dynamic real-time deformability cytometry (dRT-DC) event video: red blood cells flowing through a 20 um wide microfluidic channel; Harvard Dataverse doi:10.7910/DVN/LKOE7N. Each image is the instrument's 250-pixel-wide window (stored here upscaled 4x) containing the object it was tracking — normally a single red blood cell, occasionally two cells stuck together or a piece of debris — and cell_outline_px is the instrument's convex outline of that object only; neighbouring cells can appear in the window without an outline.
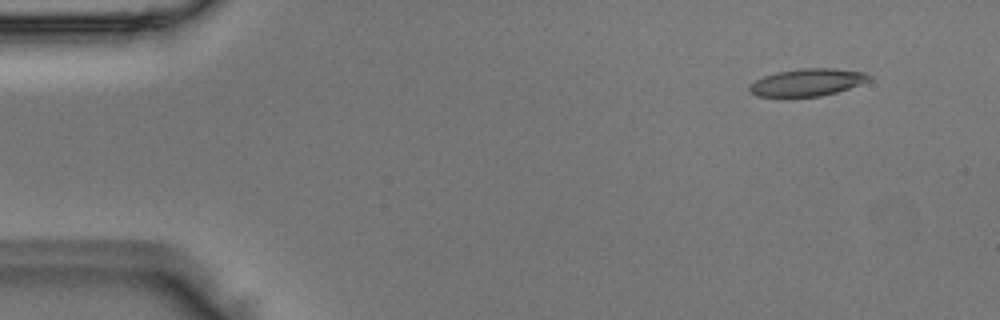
{"species": "Egyptian fruit bat (a non-hibernating species)", "species_latin": "Rousettus aegyptiacus", "temperature_condition": "room temperature", "stored_images_in_passage": 6, "camera_frame_rate_fps": 3000, "um_per_image_px": 0.085, "animal": {"sex": "male"}, "frame": {"image": 1, "passage_image": 2, "time_ms": 0.333, "image_size_px": [1000, 320], "cell_outline_px": [[872, 80], [836, 92], [820, 96], [756, 96], [748, 88], [748, 84], [764, 76], [776, 72], [800, 68], [832, 68], [864, 72], [872, 76]], "centroid_in_image_um": [68.63, 6.98], "position_along_channel_um": 16.4, "area_um2": 18.96}}
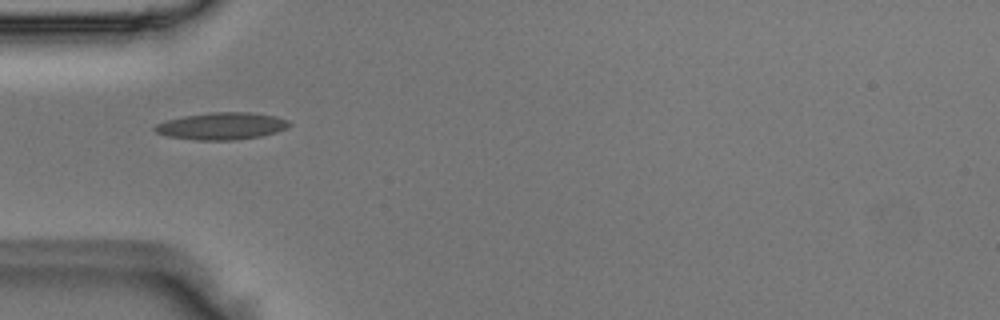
{"frame": {"image": 2, "passage_image": 5, "time_ms": 1.333, "image_size_px": [1000, 320], "cell_outline_px": [[292, 124], [288, 128], [276, 132], [260, 136], [232, 140], [196, 140], [168, 136], [156, 132], [152, 128], [156, 124], [164, 120], [184, 116], [212, 112], [248, 112], [276, 116], [288, 120]], "centroid_in_image_um": [18.84, 10.71], "position_along_channel_um": 66.2, "area_um2": 21.27}}
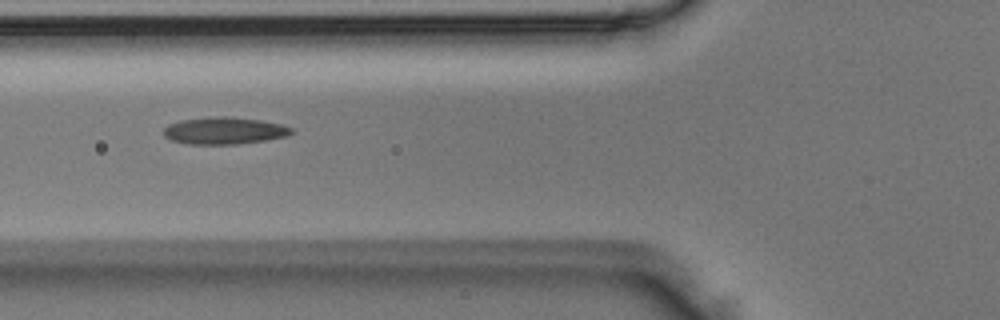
{"frame": {"image": 3, "passage_image": 6, "time_ms": 1.667, "image_size_px": [1000, 320], "cell_outline_px": [[292, 132], [288, 136], [240, 144], [188, 144], [172, 140], [164, 136], [164, 128], [168, 124], [180, 120], [216, 116], [224, 116], [260, 120], [280, 124], [292, 128]], "centroid_in_image_um": [19.04, 11.11], "position_along_channel_um": 106.8, "area_um2": 20.06}}